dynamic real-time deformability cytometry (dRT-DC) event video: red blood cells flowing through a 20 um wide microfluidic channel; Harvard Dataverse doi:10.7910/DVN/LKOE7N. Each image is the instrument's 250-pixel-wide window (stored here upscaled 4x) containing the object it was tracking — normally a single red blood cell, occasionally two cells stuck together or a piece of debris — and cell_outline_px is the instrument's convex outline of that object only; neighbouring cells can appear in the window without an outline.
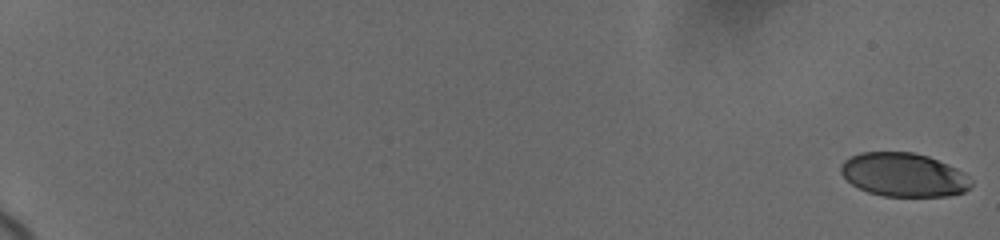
{"species": "human", "species_latin": "Homo sapiens", "temperature_condition": "cold", "stored_images_in_passage": 61, "camera_frame_rate_fps": 3000, "um_per_image_px": 0.085, "donor": {"sex": "female"}, "frame": {"image": 1, "passage_image": 1, "time_ms": 0.0, "image_size_px": [1000, 240], "cell_outline_px": [[972, 184], [964, 192], [948, 196], [884, 196], [868, 192], [852, 184], [840, 172], [840, 164], [844, 160], [860, 152], [912, 152], [928, 156], [948, 164], [964, 172], [972, 180]], "centroid_in_image_um": [76.82, 14.85], "position_along_channel_um": 8.2, "area_um2": 33.18}}
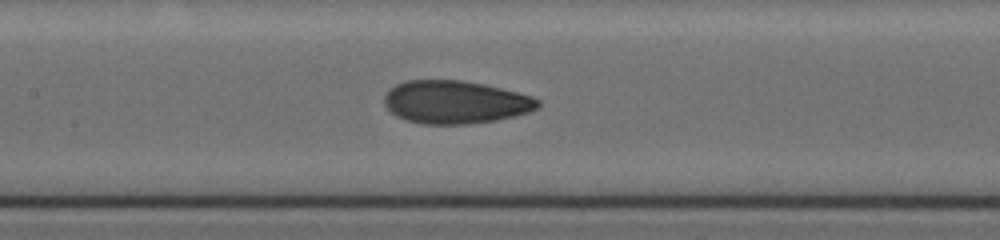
{"frame": {"image": 2, "passage_image": 32, "time_ms": 10.667, "image_size_px": [1000, 240], "cell_outline_px": [[540, 104], [536, 108], [528, 112], [516, 116], [496, 120], [468, 124], [424, 124], [404, 120], [396, 116], [384, 104], [384, 96], [396, 84], [408, 80], [460, 80], [484, 84], [532, 96], [540, 100]], "centroid_in_image_um": [38.7, 8.69], "position_along_channel_um": 168.7, "area_um2": 38.38}}
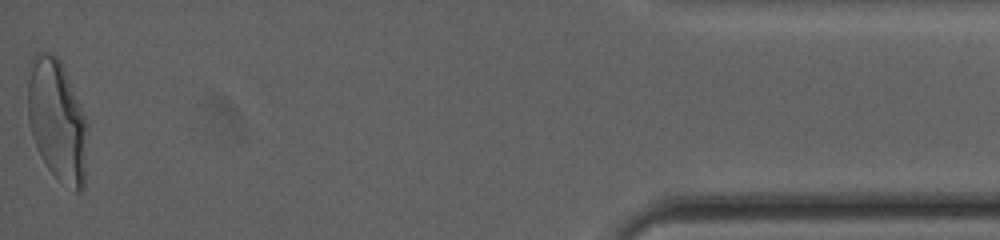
{"frame": {"image": 3, "passage_image": 61, "time_ms": 19.667, "image_size_px": [1000, 240], "cell_outline_px": [[88, 128], [84, 188], [80, 192], [76, 192], [56, 176], [48, 168], [36, 148], [32, 136], [28, 120], [28, 64], [32, 56], [36, 52], [48, 52], [56, 56], [60, 60], [64, 68], [88, 124]], "centroid_in_image_um": [4.85, 10.21], "position_along_channel_um": 430.4, "area_um2": 42.54}, "authors_computed_cell_mechanics": {"area_um2": 37.5122, "velocity_mm_per_s": 3.6666, "shape_relaxation_time_tau1_ms": 6.354, "shape_relaxation_time_tau2_ms": 1.0439, "deformation_change_tau1": 0.191, "deformation_change_tau2": 0.0637}}